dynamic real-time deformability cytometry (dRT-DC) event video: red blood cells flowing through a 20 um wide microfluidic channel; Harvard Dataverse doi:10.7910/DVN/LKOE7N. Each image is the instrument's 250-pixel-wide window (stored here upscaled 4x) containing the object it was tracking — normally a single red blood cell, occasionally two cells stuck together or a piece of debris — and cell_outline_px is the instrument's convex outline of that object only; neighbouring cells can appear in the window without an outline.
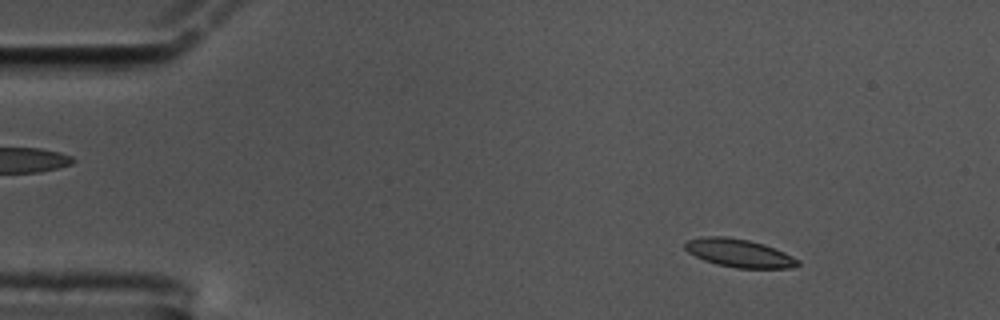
{"species": "common noctule bat (a hibernating species)", "species_latin": "Nyctalus noctula", "temperature_condition": "cold", "stored_images_in_passage": 58, "camera_frame_rate_fps": 3000, "um_per_image_px": 0.085, "animal": {"sex": "male", "body_mass_g": 17.5, "forearm_length_mm": 52.3}, "frame": {"image": 1, "passage_image": 7, "time_ms": 2.0, "image_size_px": [1000, 320], "cell_outline_px": [[800, 264], [792, 268], [736, 268], [716, 264], [704, 260], [688, 252], [684, 248], [684, 244], [688, 240], [704, 236], [728, 236], [748, 240], [764, 244], [784, 252], [800, 260]], "centroid_in_image_um": [62.83, 21.51], "position_along_channel_um": 22.2, "area_um2": 18.55}}
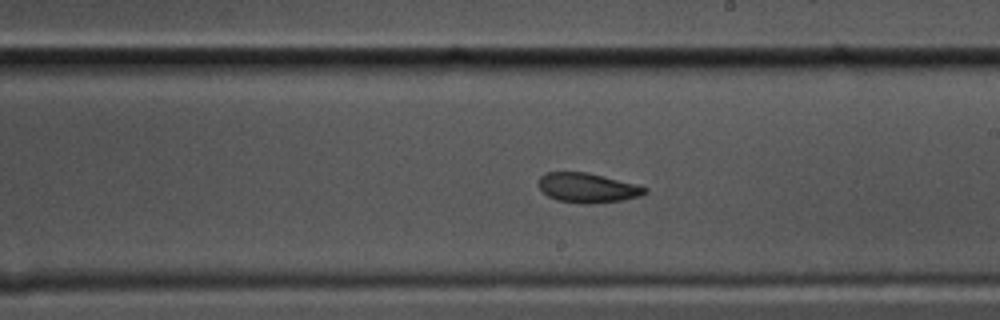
{"frame": {"image": 2, "passage_image": 33, "time_ms": 10.667, "image_size_px": [1000, 320], "cell_outline_px": [[648, 192], [640, 196], [624, 200], [592, 204], [584, 204], [556, 200], [548, 196], [536, 184], [540, 176], [544, 172], [588, 172], [604, 176], [648, 188]], "centroid_in_image_um": [49.91, 15.97], "position_along_channel_um": 239.1, "area_um2": 18.5}}
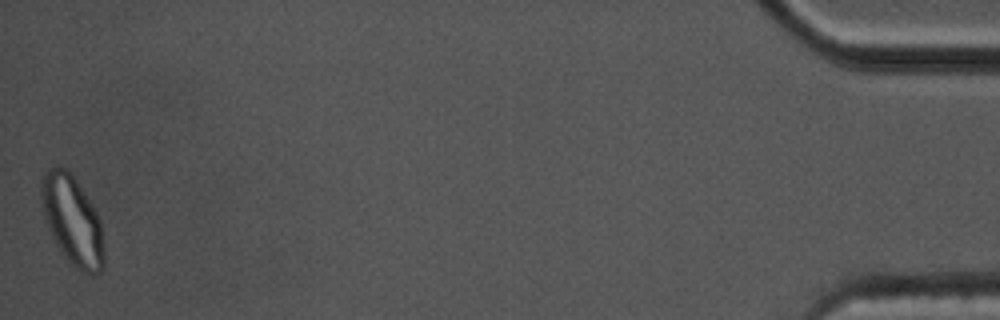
{"frame": {"image": 3, "passage_image": 58, "time_ms": 19.0, "image_size_px": [1000, 320], "cell_outline_px": [[104, 268], [100, 272], [92, 276], [80, 272], [64, 256], [56, 244], [48, 228], [44, 216], [40, 196], [40, 188], [44, 172], [52, 164], [56, 164], [72, 172], [96, 212], [100, 220], [104, 244]], "centroid_in_image_um": [6.15, 18.73], "position_along_channel_um": 429.1, "area_um2": 33.06}, "authors_computed_cell_mechanics": {"area_um2": 18.6983, "velocity_mm_per_s": 3.4075, "shape_relaxation_time_tau1_ms": 5.5131, "shape_relaxation_time_tau2_ms": 2.8353, "deformation_change_tau1": 0.1325, "deformation_change_tau2": 0.0926}}